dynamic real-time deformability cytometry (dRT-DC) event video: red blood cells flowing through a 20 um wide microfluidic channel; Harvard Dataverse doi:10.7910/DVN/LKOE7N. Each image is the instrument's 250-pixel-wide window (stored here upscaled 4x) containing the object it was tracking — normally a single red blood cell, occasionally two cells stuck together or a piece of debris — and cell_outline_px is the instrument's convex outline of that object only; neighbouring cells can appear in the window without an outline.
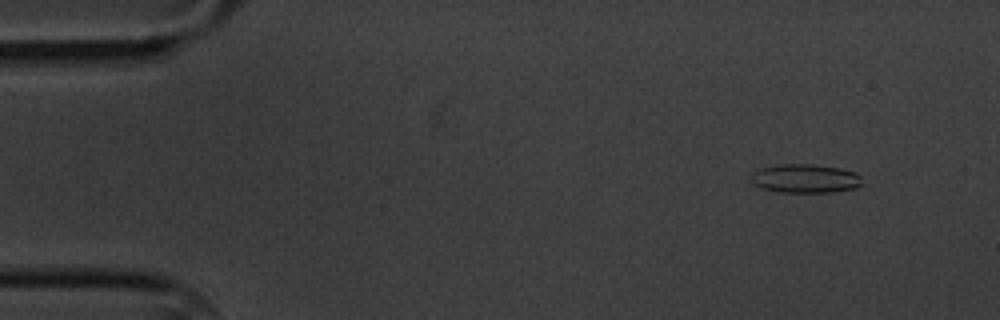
{"species": "common noctule bat (a hibernating species)", "species_latin": "Nyctalus noctula", "temperature_condition": "cold", "stored_images_in_passage": 4, "camera_frame_rate_fps": 3000, "um_per_image_px": 0.085, "animal": {"sex": "male", "body_mass_g": 20.1, "forearm_length_mm": 53.5}, "frame": {"image": 1, "passage_image": 1, "time_ms": 0.0, "image_size_px": [1000, 320], "cell_outline_px": [[860, 184], [856, 188], [832, 192], [780, 192], [760, 188], [752, 184], [752, 172], [760, 168], [776, 164], [812, 164], [840, 168], [856, 172], [860, 176]], "centroid_in_image_um": [68.41, 15.17], "position_along_channel_um": 16.6, "area_um2": 18.73}}
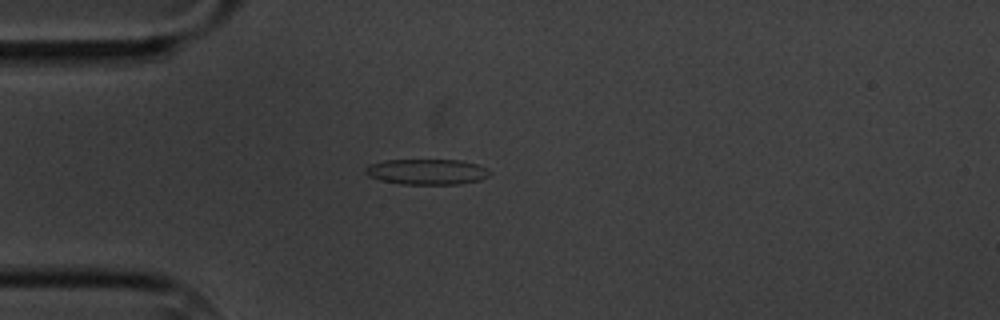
{"frame": {"image": 2, "passage_image": 4, "time_ms": 3.333, "image_size_px": [1000, 320], "cell_outline_px": [[492, 172], [488, 176], [480, 180], [460, 184], [400, 184], [380, 180], [368, 176], [364, 172], [364, 168], [368, 164], [384, 160], [460, 160], [476, 164], [488, 168]], "centroid_in_image_um": [36.27, 14.6], "position_along_channel_um": 48.7, "area_um2": 18.73}}